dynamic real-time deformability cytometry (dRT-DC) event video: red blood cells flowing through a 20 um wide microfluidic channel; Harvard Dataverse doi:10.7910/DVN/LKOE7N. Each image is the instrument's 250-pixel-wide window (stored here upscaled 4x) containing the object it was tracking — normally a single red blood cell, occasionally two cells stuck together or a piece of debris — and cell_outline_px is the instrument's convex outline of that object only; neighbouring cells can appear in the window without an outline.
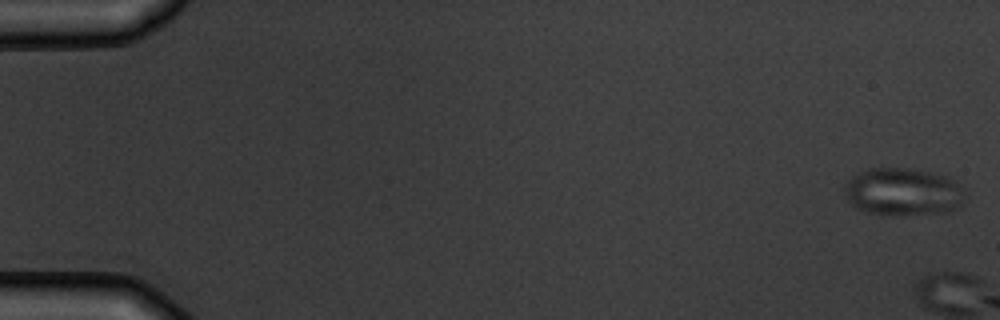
{"species": "common noctule bat (a hibernating species)", "species_latin": "Nyctalus noctula", "temperature_condition": "warm", "stored_images_in_passage": 7, "camera_frame_rate_fps": 3000, "um_per_image_px": 0.085, "animal": {"sex": "male", "body_mass_g": 19.5, "forearm_length_mm": 54.6}, "frame": {"image": 1, "passage_image": 1, "time_ms": 0.0, "image_size_px": [1000, 320], "cell_outline_px": [[964, 196], [960, 204], [956, 208], [948, 212], [896, 216], [888, 216], [868, 212], [856, 208], [844, 196], [844, 184], [856, 172], [868, 168], [908, 168], [932, 172], [948, 176], [956, 180], [960, 184], [964, 192]], "centroid_in_image_um": [76.73, 16.3], "position_along_channel_um": 8.3, "area_um2": 34.1}}